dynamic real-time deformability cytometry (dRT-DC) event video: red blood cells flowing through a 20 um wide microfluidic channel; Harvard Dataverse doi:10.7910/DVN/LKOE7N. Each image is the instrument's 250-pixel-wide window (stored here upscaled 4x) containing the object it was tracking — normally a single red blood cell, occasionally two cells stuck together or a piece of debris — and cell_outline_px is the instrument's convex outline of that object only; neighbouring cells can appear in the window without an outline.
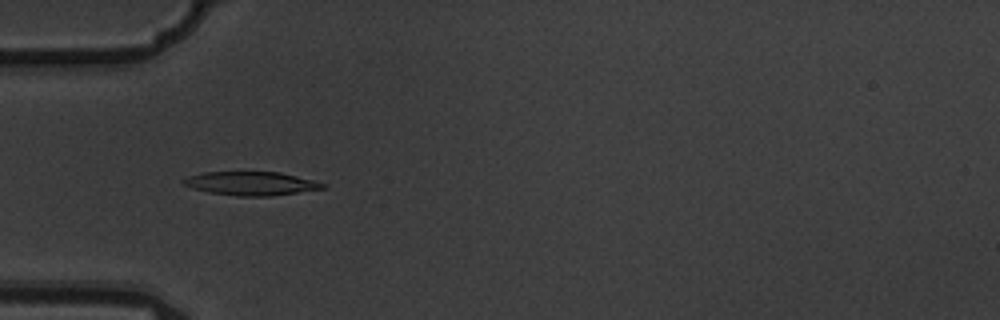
{"species": "common noctule bat (a hibernating species)", "species_latin": "Nyctalus noctula", "temperature_condition": "warm", "stored_images_in_passage": 11, "camera_frame_rate_fps": 3000, "um_per_image_px": 0.085, "animal": {"sex": "male", "body_mass_g": 19.5, "forearm_length_mm": 54.6}, "frame": {"image": 1, "passage_image": 5, "time_ms": 1.333, "image_size_px": [1000, 320], "cell_outline_px": [[328, 184], [324, 188], [272, 196], [236, 196], [208, 192], [192, 188], [184, 184], [180, 180], [188, 176], [204, 172], [280, 172]], "centroid_in_image_um": [21.32, 15.59], "position_along_channel_um": 63.7, "area_um2": 19.13}}
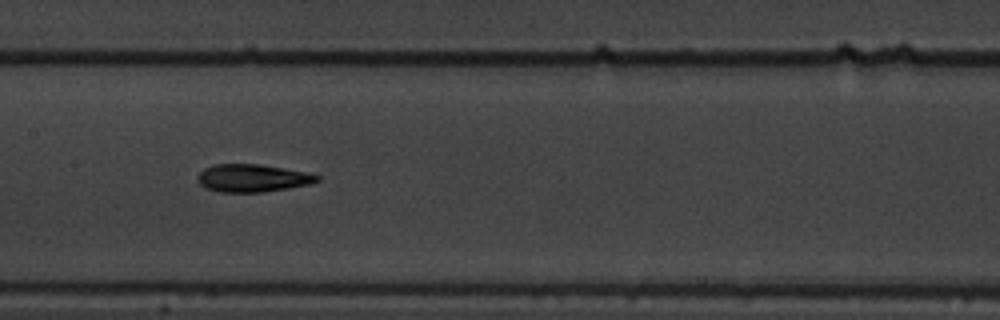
{"frame": {"image": 2, "passage_image": 8, "time_ms": 2.333, "image_size_px": [1000, 320], "cell_outline_px": [[320, 180], [312, 184], [264, 192], [220, 192], [204, 188], [200, 184], [196, 176], [204, 168], [212, 164], [260, 164], [308, 172], [320, 176]], "centroid_in_image_um": [21.46, 15.13], "position_along_channel_um": 185.9, "area_um2": 19.54}}
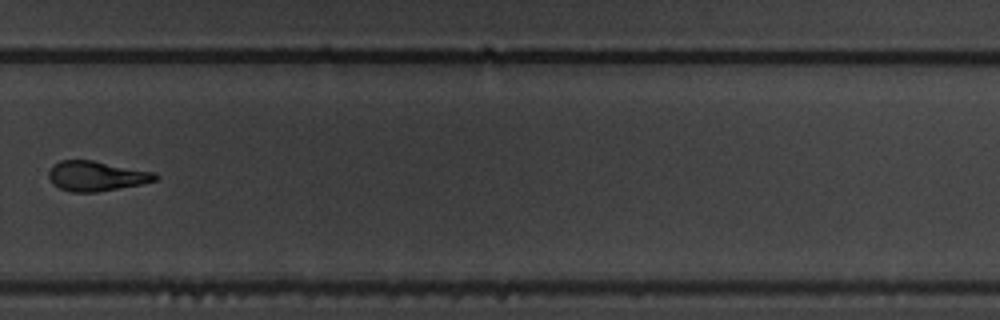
{"frame": {"image": 3, "passage_image": 11, "time_ms": 3.333, "image_size_px": [1000, 320], "cell_outline_px": [[156, 180], [140, 184], [96, 192], [72, 192], [60, 188], [52, 184], [48, 176], [48, 172], [52, 164], [60, 160], [92, 160], [156, 172]], "centroid_in_image_um": [8.14, 14.95], "position_along_channel_um": 321.7, "area_um2": 18.55}}